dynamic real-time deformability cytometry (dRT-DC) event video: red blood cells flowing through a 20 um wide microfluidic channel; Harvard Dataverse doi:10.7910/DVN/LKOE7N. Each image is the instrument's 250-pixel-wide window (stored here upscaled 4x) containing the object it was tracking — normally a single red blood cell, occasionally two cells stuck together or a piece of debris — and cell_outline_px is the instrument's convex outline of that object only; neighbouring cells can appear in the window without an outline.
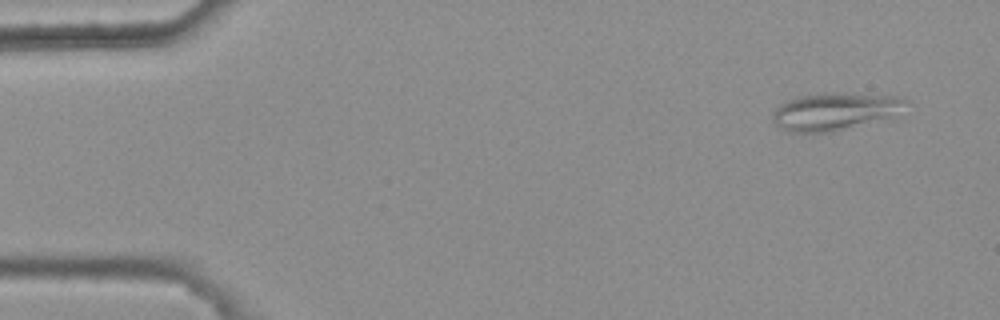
{"species": "common noctule bat (a hibernating species)", "species_latin": "Nyctalus noctula", "temperature_condition": "warm", "stored_images_in_passage": 3, "camera_frame_rate_fps": 3000, "um_per_image_px": 0.085, "animal": {"sex": "female", "body_mass_g": 25.1}, "frame": {"image": 1, "passage_image": 1, "time_ms": 0.0, "image_size_px": [1000, 320], "cell_outline_px": [[908, 100], [892, 120], [832, 132], [788, 132], [780, 128], [772, 120], [772, 112], [780, 104], [788, 100], [800, 96], [824, 92], [832, 92], [900, 96]], "centroid_in_image_um": [71.02, 9.48], "position_along_channel_um": 14.0, "area_um2": 29.88}}